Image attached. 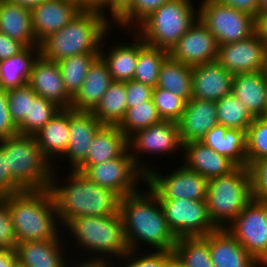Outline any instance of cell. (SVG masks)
Here are the masks:
<instances>
[{
	"label": "cell",
	"instance_id": "obj_1",
	"mask_svg": "<svg viewBox=\"0 0 267 267\" xmlns=\"http://www.w3.org/2000/svg\"><path fill=\"white\" fill-rule=\"evenodd\" d=\"M123 196L120 214L129 250L173 251L177 238L170 229L157 195L148 187Z\"/></svg>",
	"mask_w": 267,
	"mask_h": 267
},
{
	"label": "cell",
	"instance_id": "obj_2",
	"mask_svg": "<svg viewBox=\"0 0 267 267\" xmlns=\"http://www.w3.org/2000/svg\"><path fill=\"white\" fill-rule=\"evenodd\" d=\"M70 171L67 181L64 179L65 184L59 185L58 171L54 169L49 185L60 226H66L80 216H114L119 213L121 197L117 193L93 183L79 171Z\"/></svg>",
	"mask_w": 267,
	"mask_h": 267
},
{
	"label": "cell",
	"instance_id": "obj_3",
	"mask_svg": "<svg viewBox=\"0 0 267 267\" xmlns=\"http://www.w3.org/2000/svg\"><path fill=\"white\" fill-rule=\"evenodd\" d=\"M63 228L74 237L75 246L90 254L77 265L112 266L115 257L120 259L129 251L120 212L114 216H80Z\"/></svg>",
	"mask_w": 267,
	"mask_h": 267
},
{
	"label": "cell",
	"instance_id": "obj_4",
	"mask_svg": "<svg viewBox=\"0 0 267 267\" xmlns=\"http://www.w3.org/2000/svg\"><path fill=\"white\" fill-rule=\"evenodd\" d=\"M111 23L98 10L82 9L62 29L39 43L40 56L58 62L76 54L100 53L102 40L108 36Z\"/></svg>",
	"mask_w": 267,
	"mask_h": 267
},
{
	"label": "cell",
	"instance_id": "obj_5",
	"mask_svg": "<svg viewBox=\"0 0 267 267\" xmlns=\"http://www.w3.org/2000/svg\"><path fill=\"white\" fill-rule=\"evenodd\" d=\"M7 207L17 242L50 240L62 229L49 188L8 195Z\"/></svg>",
	"mask_w": 267,
	"mask_h": 267
},
{
	"label": "cell",
	"instance_id": "obj_6",
	"mask_svg": "<svg viewBox=\"0 0 267 267\" xmlns=\"http://www.w3.org/2000/svg\"><path fill=\"white\" fill-rule=\"evenodd\" d=\"M11 178L23 190L49 188L55 166L43 155L34 135L17 134L0 140Z\"/></svg>",
	"mask_w": 267,
	"mask_h": 267
},
{
	"label": "cell",
	"instance_id": "obj_7",
	"mask_svg": "<svg viewBox=\"0 0 267 267\" xmlns=\"http://www.w3.org/2000/svg\"><path fill=\"white\" fill-rule=\"evenodd\" d=\"M193 4L191 0H168L136 26L134 32L146 45L170 51L198 19Z\"/></svg>",
	"mask_w": 267,
	"mask_h": 267
},
{
	"label": "cell",
	"instance_id": "obj_8",
	"mask_svg": "<svg viewBox=\"0 0 267 267\" xmlns=\"http://www.w3.org/2000/svg\"><path fill=\"white\" fill-rule=\"evenodd\" d=\"M253 199L249 167L208 180L207 207L210 219L225 228Z\"/></svg>",
	"mask_w": 267,
	"mask_h": 267
},
{
	"label": "cell",
	"instance_id": "obj_9",
	"mask_svg": "<svg viewBox=\"0 0 267 267\" xmlns=\"http://www.w3.org/2000/svg\"><path fill=\"white\" fill-rule=\"evenodd\" d=\"M198 18L218 45L238 42L255 33V17L215 0H201Z\"/></svg>",
	"mask_w": 267,
	"mask_h": 267
},
{
	"label": "cell",
	"instance_id": "obj_10",
	"mask_svg": "<svg viewBox=\"0 0 267 267\" xmlns=\"http://www.w3.org/2000/svg\"><path fill=\"white\" fill-rule=\"evenodd\" d=\"M82 174L93 183L117 193L121 198L139 191L142 188L139 184H146V174L137 166L128 148L118 158L91 165Z\"/></svg>",
	"mask_w": 267,
	"mask_h": 267
},
{
	"label": "cell",
	"instance_id": "obj_11",
	"mask_svg": "<svg viewBox=\"0 0 267 267\" xmlns=\"http://www.w3.org/2000/svg\"><path fill=\"white\" fill-rule=\"evenodd\" d=\"M127 144L131 157L145 174L150 172L153 166H148L141 159L142 154H153L154 157V154L155 156L158 154L165 156L167 153L173 155L176 151L183 152L178 123L173 121L162 120L157 124L138 130L127 138ZM139 155L141 156L139 157Z\"/></svg>",
	"mask_w": 267,
	"mask_h": 267
},
{
	"label": "cell",
	"instance_id": "obj_12",
	"mask_svg": "<svg viewBox=\"0 0 267 267\" xmlns=\"http://www.w3.org/2000/svg\"><path fill=\"white\" fill-rule=\"evenodd\" d=\"M156 168L146 174L145 188L149 187L158 200H206L208 180L198 172L187 169L183 164L170 173L160 174Z\"/></svg>",
	"mask_w": 267,
	"mask_h": 267
},
{
	"label": "cell",
	"instance_id": "obj_13",
	"mask_svg": "<svg viewBox=\"0 0 267 267\" xmlns=\"http://www.w3.org/2000/svg\"><path fill=\"white\" fill-rule=\"evenodd\" d=\"M176 238L204 237L218 229L209 216L206 200H159Z\"/></svg>",
	"mask_w": 267,
	"mask_h": 267
},
{
	"label": "cell",
	"instance_id": "obj_14",
	"mask_svg": "<svg viewBox=\"0 0 267 267\" xmlns=\"http://www.w3.org/2000/svg\"><path fill=\"white\" fill-rule=\"evenodd\" d=\"M225 229L260 262L267 254V201L253 198Z\"/></svg>",
	"mask_w": 267,
	"mask_h": 267
},
{
	"label": "cell",
	"instance_id": "obj_15",
	"mask_svg": "<svg viewBox=\"0 0 267 267\" xmlns=\"http://www.w3.org/2000/svg\"><path fill=\"white\" fill-rule=\"evenodd\" d=\"M217 61L233 75L266 70V43L254 33L245 40L218 45Z\"/></svg>",
	"mask_w": 267,
	"mask_h": 267
},
{
	"label": "cell",
	"instance_id": "obj_16",
	"mask_svg": "<svg viewBox=\"0 0 267 267\" xmlns=\"http://www.w3.org/2000/svg\"><path fill=\"white\" fill-rule=\"evenodd\" d=\"M169 56L192 67L206 64L217 60L218 43L215 36L198 18L170 49Z\"/></svg>",
	"mask_w": 267,
	"mask_h": 267
},
{
	"label": "cell",
	"instance_id": "obj_17",
	"mask_svg": "<svg viewBox=\"0 0 267 267\" xmlns=\"http://www.w3.org/2000/svg\"><path fill=\"white\" fill-rule=\"evenodd\" d=\"M102 126L103 124L91 111H77L69 108L70 138L61 160L68 158L71 170H76L86 160L94 136Z\"/></svg>",
	"mask_w": 267,
	"mask_h": 267
},
{
	"label": "cell",
	"instance_id": "obj_18",
	"mask_svg": "<svg viewBox=\"0 0 267 267\" xmlns=\"http://www.w3.org/2000/svg\"><path fill=\"white\" fill-rule=\"evenodd\" d=\"M27 84L38 96L54 102L59 107H71L72 97L65 89L57 62L39 56L33 64Z\"/></svg>",
	"mask_w": 267,
	"mask_h": 267
},
{
	"label": "cell",
	"instance_id": "obj_19",
	"mask_svg": "<svg viewBox=\"0 0 267 267\" xmlns=\"http://www.w3.org/2000/svg\"><path fill=\"white\" fill-rule=\"evenodd\" d=\"M177 123L183 145L201 141L209 130L218 125L216 102L191 98L185 103L184 111Z\"/></svg>",
	"mask_w": 267,
	"mask_h": 267
},
{
	"label": "cell",
	"instance_id": "obj_20",
	"mask_svg": "<svg viewBox=\"0 0 267 267\" xmlns=\"http://www.w3.org/2000/svg\"><path fill=\"white\" fill-rule=\"evenodd\" d=\"M233 74L216 60L192 67V98L217 101L230 95Z\"/></svg>",
	"mask_w": 267,
	"mask_h": 267
},
{
	"label": "cell",
	"instance_id": "obj_21",
	"mask_svg": "<svg viewBox=\"0 0 267 267\" xmlns=\"http://www.w3.org/2000/svg\"><path fill=\"white\" fill-rule=\"evenodd\" d=\"M82 9L65 0H48L31 11L32 29L36 41L40 43L50 34L68 24Z\"/></svg>",
	"mask_w": 267,
	"mask_h": 267
},
{
	"label": "cell",
	"instance_id": "obj_22",
	"mask_svg": "<svg viewBox=\"0 0 267 267\" xmlns=\"http://www.w3.org/2000/svg\"><path fill=\"white\" fill-rule=\"evenodd\" d=\"M61 235V236H60ZM61 232L50 240L17 242L15 250L17 259L24 267H71L65 259L66 248ZM61 238V240H60ZM66 253H63L64 250ZM64 255V256H63Z\"/></svg>",
	"mask_w": 267,
	"mask_h": 267
},
{
	"label": "cell",
	"instance_id": "obj_23",
	"mask_svg": "<svg viewBox=\"0 0 267 267\" xmlns=\"http://www.w3.org/2000/svg\"><path fill=\"white\" fill-rule=\"evenodd\" d=\"M183 165L198 172L207 180L225 176L235 171L238 166L229 158L217 153L201 141H193L183 145Z\"/></svg>",
	"mask_w": 267,
	"mask_h": 267
},
{
	"label": "cell",
	"instance_id": "obj_24",
	"mask_svg": "<svg viewBox=\"0 0 267 267\" xmlns=\"http://www.w3.org/2000/svg\"><path fill=\"white\" fill-rule=\"evenodd\" d=\"M214 267H259V262L225 229L207 234Z\"/></svg>",
	"mask_w": 267,
	"mask_h": 267
},
{
	"label": "cell",
	"instance_id": "obj_25",
	"mask_svg": "<svg viewBox=\"0 0 267 267\" xmlns=\"http://www.w3.org/2000/svg\"><path fill=\"white\" fill-rule=\"evenodd\" d=\"M231 94L240 100L253 118L267 117L266 70L235 74Z\"/></svg>",
	"mask_w": 267,
	"mask_h": 267
},
{
	"label": "cell",
	"instance_id": "obj_26",
	"mask_svg": "<svg viewBox=\"0 0 267 267\" xmlns=\"http://www.w3.org/2000/svg\"><path fill=\"white\" fill-rule=\"evenodd\" d=\"M127 33L133 34V43H114L108 50L106 49L108 53L104 52V38L101 43L99 56L106 63L113 81L133 80L138 51L145 45L143 39L136 32L128 31Z\"/></svg>",
	"mask_w": 267,
	"mask_h": 267
},
{
	"label": "cell",
	"instance_id": "obj_27",
	"mask_svg": "<svg viewBox=\"0 0 267 267\" xmlns=\"http://www.w3.org/2000/svg\"><path fill=\"white\" fill-rule=\"evenodd\" d=\"M112 82L108 67L99 56L90 66L80 90L72 98L70 108L77 111H92Z\"/></svg>",
	"mask_w": 267,
	"mask_h": 267
},
{
	"label": "cell",
	"instance_id": "obj_28",
	"mask_svg": "<svg viewBox=\"0 0 267 267\" xmlns=\"http://www.w3.org/2000/svg\"><path fill=\"white\" fill-rule=\"evenodd\" d=\"M127 148V137L117 125H103L94 136L86 160L76 171L82 173L91 165L118 158Z\"/></svg>",
	"mask_w": 267,
	"mask_h": 267
},
{
	"label": "cell",
	"instance_id": "obj_29",
	"mask_svg": "<svg viewBox=\"0 0 267 267\" xmlns=\"http://www.w3.org/2000/svg\"><path fill=\"white\" fill-rule=\"evenodd\" d=\"M34 136L43 155L56 166L52 162L64 155L70 138L69 108H61Z\"/></svg>",
	"mask_w": 267,
	"mask_h": 267
},
{
	"label": "cell",
	"instance_id": "obj_30",
	"mask_svg": "<svg viewBox=\"0 0 267 267\" xmlns=\"http://www.w3.org/2000/svg\"><path fill=\"white\" fill-rule=\"evenodd\" d=\"M201 142L229 158L238 167H247L246 131L218 124L204 135Z\"/></svg>",
	"mask_w": 267,
	"mask_h": 267
},
{
	"label": "cell",
	"instance_id": "obj_31",
	"mask_svg": "<svg viewBox=\"0 0 267 267\" xmlns=\"http://www.w3.org/2000/svg\"><path fill=\"white\" fill-rule=\"evenodd\" d=\"M0 32L25 46H39L32 29L31 11L0 0Z\"/></svg>",
	"mask_w": 267,
	"mask_h": 267
},
{
	"label": "cell",
	"instance_id": "obj_32",
	"mask_svg": "<svg viewBox=\"0 0 267 267\" xmlns=\"http://www.w3.org/2000/svg\"><path fill=\"white\" fill-rule=\"evenodd\" d=\"M40 56L39 46H26L18 54L0 61V87L9 90L28 83L34 62Z\"/></svg>",
	"mask_w": 267,
	"mask_h": 267
},
{
	"label": "cell",
	"instance_id": "obj_33",
	"mask_svg": "<svg viewBox=\"0 0 267 267\" xmlns=\"http://www.w3.org/2000/svg\"><path fill=\"white\" fill-rule=\"evenodd\" d=\"M156 87L168 90L186 102L192 98V66L168 56L162 63Z\"/></svg>",
	"mask_w": 267,
	"mask_h": 267
},
{
	"label": "cell",
	"instance_id": "obj_34",
	"mask_svg": "<svg viewBox=\"0 0 267 267\" xmlns=\"http://www.w3.org/2000/svg\"><path fill=\"white\" fill-rule=\"evenodd\" d=\"M126 96L125 82L113 81L91 112L103 125H118L126 113Z\"/></svg>",
	"mask_w": 267,
	"mask_h": 267
},
{
	"label": "cell",
	"instance_id": "obj_35",
	"mask_svg": "<svg viewBox=\"0 0 267 267\" xmlns=\"http://www.w3.org/2000/svg\"><path fill=\"white\" fill-rule=\"evenodd\" d=\"M98 57L99 53H83L57 62L65 89L72 98L80 90L90 66Z\"/></svg>",
	"mask_w": 267,
	"mask_h": 267
},
{
	"label": "cell",
	"instance_id": "obj_36",
	"mask_svg": "<svg viewBox=\"0 0 267 267\" xmlns=\"http://www.w3.org/2000/svg\"><path fill=\"white\" fill-rule=\"evenodd\" d=\"M173 255L184 267H214L209 242L204 237L178 238Z\"/></svg>",
	"mask_w": 267,
	"mask_h": 267
},
{
	"label": "cell",
	"instance_id": "obj_37",
	"mask_svg": "<svg viewBox=\"0 0 267 267\" xmlns=\"http://www.w3.org/2000/svg\"><path fill=\"white\" fill-rule=\"evenodd\" d=\"M168 56V50L155 48L145 44L138 51L133 80L155 88L160 67Z\"/></svg>",
	"mask_w": 267,
	"mask_h": 267
},
{
	"label": "cell",
	"instance_id": "obj_38",
	"mask_svg": "<svg viewBox=\"0 0 267 267\" xmlns=\"http://www.w3.org/2000/svg\"><path fill=\"white\" fill-rule=\"evenodd\" d=\"M218 124L229 129L247 131L253 117L234 95H227L216 101Z\"/></svg>",
	"mask_w": 267,
	"mask_h": 267
},
{
	"label": "cell",
	"instance_id": "obj_39",
	"mask_svg": "<svg viewBox=\"0 0 267 267\" xmlns=\"http://www.w3.org/2000/svg\"><path fill=\"white\" fill-rule=\"evenodd\" d=\"M60 109L54 102L36 95L30 101L29 116L17 126L19 134L35 135Z\"/></svg>",
	"mask_w": 267,
	"mask_h": 267
},
{
	"label": "cell",
	"instance_id": "obj_40",
	"mask_svg": "<svg viewBox=\"0 0 267 267\" xmlns=\"http://www.w3.org/2000/svg\"><path fill=\"white\" fill-rule=\"evenodd\" d=\"M153 99L135 107L127 108L124 118L117 125L128 138L134 132L161 122Z\"/></svg>",
	"mask_w": 267,
	"mask_h": 267
},
{
	"label": "cell",
	"instance_id": "obj_41",
	"mask_svg": "<svg viewBox=\"0 0 267 267\" xmlns=\"http://www.w3.org/2000/svg\"><path fill=\"white\" fill-rule=\"evenodd\" d=\"M247 167L267 158V117L254 118L246 131Z\"/></svg>",
	"mask_w": 267,
	"mask_h": 267
},
{
	"label": "cell",
	"instance_id": "obj_42",
	"mask_svg": "<svg viewBox=\"0 0 267 267\" xmlns=\"http://www.w3.org/2000/svg\"><path fill=\"white\" fill-rule=\"evenodd\" d=\"M168 0H132L131 3L113 20V24L133 31L147 16L156 11ZM133 25L135 27H133Z\"/></svg>",
	"mask_w": 267,
	"mask_h": 267
},
{
	"label": "cell",
	"instance_id": "obj_43",
	"mask_svg": "<svg viewBox=\"0 0 267 267\" xmlns=\"http://www.w3.org/2000/svg\"><path fill=\"white\" fill-rule=\"evenodd\" d=\"M152 99L162 120L178 122L186 101L180 96L159 87L152 90Z\"/></svg>",
	"mask_w": 267,
	"mask_h": 267
},
{
	"label": "cell",
	"instance_id": "obj_44",
	"mask_svg": "<svg viewBox=\"0 0 267 267\" xmlns=\"http://www.w3.org/2000/svg\"><path fill=\"white\" fill-rule=\"evenodd\" d=\"M141 253L138 250H129L122 258L118 259L122 262L116 261V263H118V267H165L174 257L173 251H148L145 255ZM116 263L111 267H116Z\"/></svg>",
	"mask_w": 267,
	"mask_h": 267
},
{
	"label": "cell",
	"instance_id": "obj_45",
	"mask_svg": "<svg viewBox=\"0 0 267 267\" xmlns=\"http://www.w3.org/2000/svg\"><path fill=\"white\" fill-rule=\"evenodd\" d=\"M8 109L11 120L18 126L29 116L30 101L37 95L28 85L7 90Z\"/></svg>",
	"mask_w": 267,
	"mask_h": 267
},
{
	"label": "cell",
	"instance_id": "obj_46",
	"mask_svg": "<svg viewBox=\"0 0 267 267\" xmlns=\"http://www.w3.org/2000/svg\"><path fill=\"white\" fill-rule=\"evenodd\" d=\"M252 196L260 201H267V158L249 166Z\"/></svg>",
	"mask_w": 267,
	"mask_h": 267
},
{
	"label": "cell",
	"instance_id": "obj_47",
	"mask_svg": "<svg viewBox=\"0 0 267 267\" xmlns=\"http://www.w3.org/2000/svg\"><path fill=\"white\" fill-rule=\"evenodd\" d=\"M17 239L7 207V196L0 197V249H14Z\"/></svg>",
	"mask_w": 267,
	"mask_h": 267
},
{
	"label": "cell",
	"instance_id": "obj_48",
	"mask_svg": "<svg viewBox=\"0 0 267 267\" xmlns=\"http://www.w3.org/2000/svg\"><path fill=\"white\" fill-rule=\"evenodd\" d=\"M127 108L135 107L152 99L153 88L149 85L129 80L125 82Z\"/></svg>",
	"mask_w": 267,
	"mask_h": 267
},
{
	"label": "cell",
	"instance_id": "obj_49",
	"mask_svg": "<svg viewBox=\"0 0 267 267\" xmlns=\"http://www.w3.org/2000/svg\"><path fill=\"white\" fill-rule=\"evenodd\" d=\"M19 134L8 109L7 90L0 87V140Z\"/></svg>",
	"mask_w": 267,
	"mask_h": 267
},
{
	"label": "cell",
	"instance_id": "obj_50",
	"mask_svg": "<svg viewBox=\"0 0 267 267\" xmlns=\"http://www.w3.org/2000/svg\"><path fill=\"white\" fill-rule=\"evenodd\" d=\"M24 191L12 178L7 168L6 155L0 149V197Z\"/></svg>",
	"mask_w": 267,
	"mask_h": 267
},
{
	"label": "cell",
	"instance_id": "obj_51",
	"mask_svg": "<svg viewBox=\"0 0 267 267\" xmlns=\"http://www.w3.org/2000/svg\"><path fill=\"white\" fill-rule=\"evenodd\" d=\"M25 47L20 41L0 32V61L18 54Z\"/></svg>",
	"mask_w": 267,
	"mask_h": 267
},
{
	"label": "cell",
	"instance_id": "obj_52",
	"mask_svg": "<svg viewBox=\"0 0 267 267\" xmlns=\"http://www.w3.org/2000/svg\"><path fill=\"white\" fill-rule=\"evenodd\" d=\"M237 10L248 13L254 17L258 14L259 0H215Z\"/></svg>",
	"mask_w": 267,
	"mask_h": 267
},
{
	"label": "cell",
	"instance_id": "obj_53",
	"mask_svg": "<svg viewBox=\"0 0 267 267\" xmlns=\"http://www.w3.org/2000/svg\"><path fill=\"white\" fill-rule=\"evenodd\" d=\"M131 1L132 0H108V4L100 12L113 21L131 3ZM106 9L108 11H106ZM105 11L109 13L112 18L109 17Z\"/></svg>",
	"mask_w": 267,
	"mask_h": 267
},
{
	"label": "cell",
	"instance_id": "obj_54",
	"mask_svg": "<svg viewBox=\"0 0 267 267\" xmlns=\"http://www.w3.org/2000/svg\"><path fill=\"white\" fill-rule=\"evenodd\" d=\"M255 33L267 43V12L258 13L255 17Z\"/></svg>",
	"mask_w": 267,
	"mask_h": 267
},
{
	"label": "cell",
	"instance_id": "obj_55",
	"mask_svg": "<svg viewBox=\"0 0 267 267\" xmlns=\"http://www.w3.org/2000/svg\"><path fill=\"white\" fill-rule=\"evenodd\" d=\"M16 259L17 254L15 248L0 249V267H11Z\"/></svg>",
	"mask_w": 267,
	"mask_h": 267
},
{
	"label": "cell",
	"instance_id": "obj_56",
	"mask_svg": "<svg viewBox=\"0 0 267 267\" xmlns=\"http://www.w3.org/2000/svg\"><path fill=\"white\" fill-rule=\"evenodd\" d=\"M108 4V0H80L81 9L98 10L99 12Z\"/></svg>",
	"mask_w": 267,
	"mask_h": 267
},
{
	"label": "cell",
	"instance_id": "obj_57",
	"mask_svg": "<svg viewBox=\"0 0 267 267\" xmlns=\"http://www.w3.org/2000/svg\"><path fill=\"white\" fill-rule=\"evenodd\" d=\"M5 2L18 5L22 8H25L29 11H32L36 6L44 3L48 0H4Z\"/></svg>",
	"mask_w": 267,
	"mask_h": 267
},
{
	"label": "cell",
	"instance_id": "obj_58",
	"mask_svg": "<svg viewBox=\"0 0 267 267\" xmlns=\"http://www.w3.org/2000/svg\"><path fill=\"white\" fill-rule=\"evenodd\" d=\"M267 12V0H259L258 13Z\"/></svg>",
	"mask_w": 267,
	"mask_h": 267
},
{
	"label": "cell",
	"instance_id": "obj_59",
	"mask_svg": "<svg viewBox=\"0 0 267 267\" xmlns=\"http://www.w3.org/2000/svg\"><path fill=\"white\" fill-rule=\"evenodd\" d=\"M165 267H184L175 257H173Z\"/></svg>",
	"mask_w": 267,
	"mask_h": 267
},
{
	"label": "cell",
	"instance_id": "obj_60",
	"mask_svg": "<svg viewBox=\"0 0 267 267\" xmlns=\"http://www.w3.org/2000/svg\"><path fill=\"white\" fill-rule=\"evenodd\" d=\"M259 267H267V254L259 262Z\"/></svg>",
	"mask_w": 267,
	"mask_h": 267
},
{
	"label": "cell",
	"instance_id": "obj_61",
	"mask_svg": "<svg viewBox=\"0 0 267 267\" xmlns=\"http://www.w3.org/2000/svg\"><path fill=\"white\" fill-rule=\"evenodd\" d=\"M78 262H76V264L74 263L72 266L73 267H111V266H94V265H77Z\"/></svg>",
	"mask_w": 267,
	"mask_h": 267
},
{
	"label": "cell",
	"instance_id": "obj_62",
	"mask_svg": "<svg viewBox=\"0 0 267 267\" xmlns=\"http://www.w3.org/2000/svg\"><path fill=\"white\" fill-rule=\"evenodd\" d=\"M11 267H24V266L22 265V263L18 259H16L13 262V264L11 265Z\"/></svg>",
	"mask_w": 267,
	"mask_h": 267
},
{
	"label": "cell",
	"instance_id": "obj_63",
	"mask_svg": "<svg viewBox=\"0 0 267 267\" xmlns=\"http://www.w3.org/2000/svg\"><path fill=\"white\" fill-rule=\"evenodd\" d=\"M65 1L73 2L80 7V0H65Z\"/></svg>",
	"mask_w": 267,
	"mask_h": 267
}]
</instances>
